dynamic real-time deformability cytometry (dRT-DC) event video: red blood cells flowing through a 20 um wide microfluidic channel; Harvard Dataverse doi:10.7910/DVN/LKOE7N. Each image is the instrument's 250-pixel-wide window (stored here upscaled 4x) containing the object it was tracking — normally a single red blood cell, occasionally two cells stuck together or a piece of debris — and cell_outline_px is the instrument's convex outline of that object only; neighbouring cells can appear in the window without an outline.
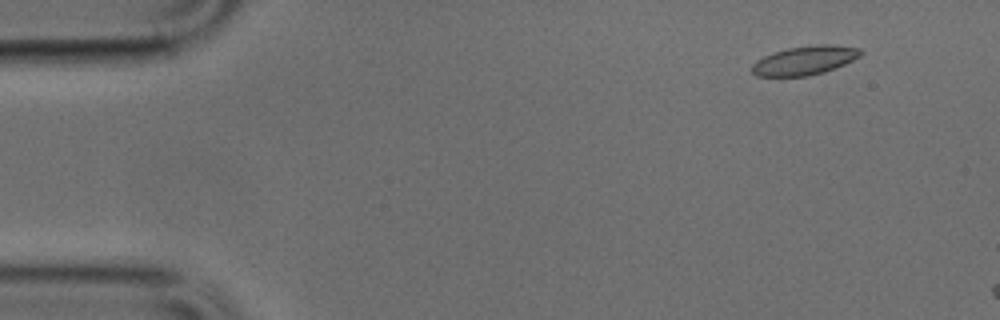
{"species": "common noctule bat (a hibernating species)", "species_latin": "Nyctalus noctula", "temperature_condition": "cold", "stored_images_in_passage": 11, "camera_frame_rate_fps": 3000, "um_per_image_px": 0.085, "animal": {"sex": "male", "body_mass_g": 17.9, "forearm_length_mm": 54.2}, "frame": {"image": 1, "passage_image": 5, "time_ms": 1.333, "image_size_px": [1000, 320], "cell_outline_px": [[864, 52], [860, 56], [844, 64], [824, 72], [808, 76], [756, 76], [752, 72], [752, 64], [756, 60], [764, 56], [788, 48], [812, 44], [828, 44], [860, 48]], "centroid_in_image_um": [68.41, 5.13], "position_along_channel_um": 16.6, "area_um2": 18.26}}